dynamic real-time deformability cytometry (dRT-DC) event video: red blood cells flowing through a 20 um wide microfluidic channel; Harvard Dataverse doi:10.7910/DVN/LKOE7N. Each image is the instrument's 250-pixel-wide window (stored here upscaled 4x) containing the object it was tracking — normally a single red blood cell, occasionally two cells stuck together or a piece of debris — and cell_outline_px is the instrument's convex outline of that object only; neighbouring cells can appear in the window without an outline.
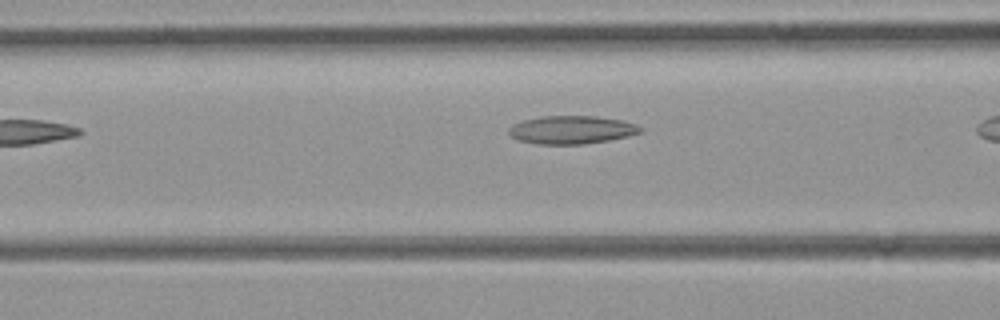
{"species": "common noctule bat (a hibernating species)", "species_latin": "Nyctalus noctula", "temperature_condition": "room temperature", "stored_images_in_passage": 6, "camera_frame_rate_fps": 3000, "um_per_image_px": 0.085, "animal": {"sex": "female", "body_mass_g": 21.9}, "frame": {"image": 1, "passage_image": 4, "time_ms": 1.0, "image_size_px": [1000, 320], "cell_outline_px": [[640, 132], [628, 136], [608, 140], [584, 144], [536, 144], [516, 140], [508, 132], [508, 128], [512, 124], [524, 120], [540, 116], [596, 116], [624, 120], [636, 124], [640, 128]], "centroid_in_image_um": [48.54, 11.03], "position_along_channel_um": 118.1, "area_um2": 21.62}}